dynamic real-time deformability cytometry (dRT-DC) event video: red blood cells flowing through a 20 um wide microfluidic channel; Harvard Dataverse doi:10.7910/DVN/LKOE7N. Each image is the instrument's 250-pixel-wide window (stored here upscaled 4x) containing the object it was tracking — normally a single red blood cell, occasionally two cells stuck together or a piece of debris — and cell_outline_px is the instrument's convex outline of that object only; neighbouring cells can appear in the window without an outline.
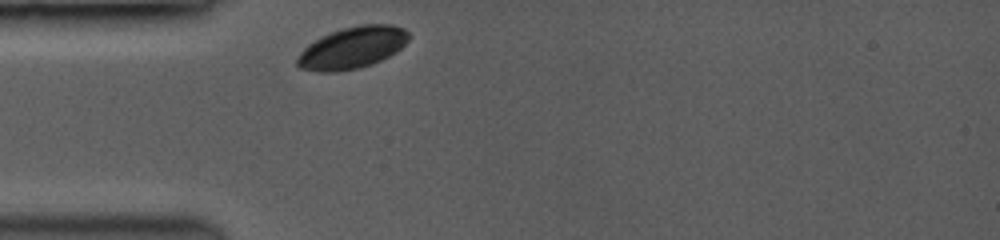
{"species": "common noctule bat (a hibernating species)", "species_latin": "Nyctalus noctula", "temperature_condition": "room temperature", "stored_images_in_passage": 7, "camera_frame_rate_fps": 3500, "um_per_image_px": 0.085, "animal": {"sex": "female", "body_mass_g": 19.0, "forearm_length_mm": 53.3}, "frame": {"image": 1, "passage_image": 1, "time_ms": 0.0, "image_size_px": [1000, 240], "cell_outline_px": [[408, 40], [396, 52], [380, 60], [356, 68], [332, 72], [320, 72], [300, 68], [296, 64], [296, 60], [300, 52], [308, 44], [320, 36], [344, 28], [360, 24], [392, 24], [404, 28], [408, 32]], "centroid_in_image_um": [29.92, 4.04], "position_along_channel_um": 55.1, "area_um2": 26.88}}
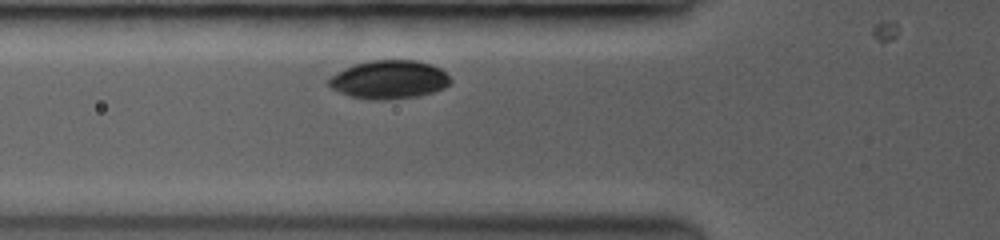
{"frame": {"image": 2, "passage_image": 4, "time_ms": 1.143, "image_size_px": [1000, 240], "cell_outline_px": [[452, 80], [444, 88], [432, 92], [412, 96], [380, 100], [352, 96], [340, 92], [332, 88], [328, 84], [328, 80], [336, 72], [344, 68], [368, 60], [416, 60], [432, 64], [440, 68]], "centroid_in_image_um": [33.08, 6.74], "position_along_channel_um": 92.7, "area_um2": 26.82}}